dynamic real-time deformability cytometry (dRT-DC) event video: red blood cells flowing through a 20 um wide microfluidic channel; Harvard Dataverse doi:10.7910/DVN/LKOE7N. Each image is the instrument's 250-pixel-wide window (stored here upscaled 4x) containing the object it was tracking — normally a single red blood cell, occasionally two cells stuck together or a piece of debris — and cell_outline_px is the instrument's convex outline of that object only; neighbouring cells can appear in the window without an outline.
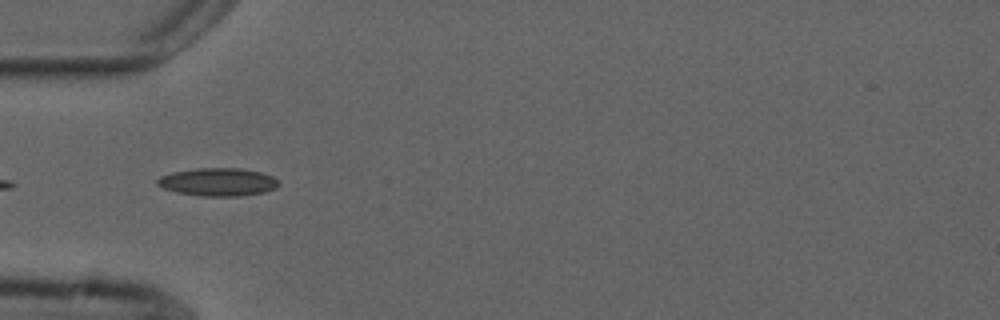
{"species": "common noctule bat (a hibernating species)", "species_latin": "Nyctalus noctula", "temperature_condition": "cold", "stored_images_in_passage": 4, "camera_frame_rate_fps": 3000, "um_per_image_px": 0.085, "animal": {"sex": "male", "forearm_length_mm": 52.5}, "frame": {"image": 1, "passage_image": 2, "time_ms": 0.333, "image_size_px": [1000, 320], "cell_outline_px": [[280, 184], [276, 188], [264, 192], [240, 196], [200, 196], [176, 192], [164, 188], [156, 184], [156, 180], [160, 176], [172, 172], [196, 168], [240, 168], [260, 172], [272, 176], [280, 180]], "centroid_in_image_um": [18.54, 15.47], "position_along_channel_um": 66.5, "area_um2": 19.94}}